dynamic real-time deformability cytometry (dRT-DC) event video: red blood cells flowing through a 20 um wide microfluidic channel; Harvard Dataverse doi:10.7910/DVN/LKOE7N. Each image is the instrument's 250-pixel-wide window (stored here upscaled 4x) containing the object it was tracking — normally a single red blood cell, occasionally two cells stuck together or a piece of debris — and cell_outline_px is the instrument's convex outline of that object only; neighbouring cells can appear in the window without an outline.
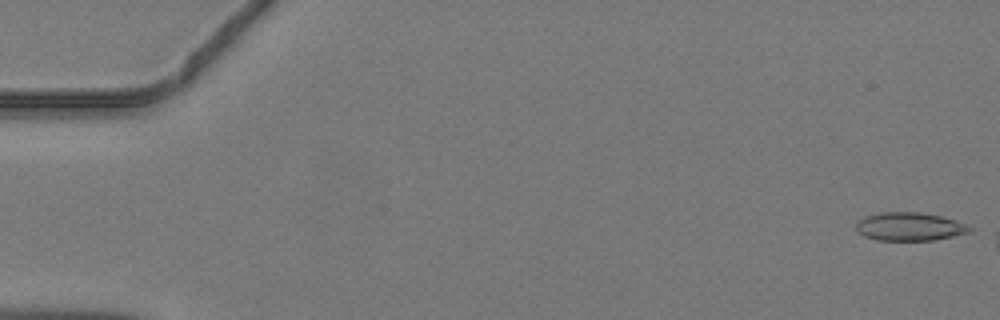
{"species": "common noctule bat (a hibernating species)", "species_latin": "Nyctalus noctula", "temperature_condition": "warm", "stored_images_in_passage": 6, "camera_frame_rate_fps": 3000, "um_per_image_px": 0.085, "animal": {"sex": "male", "body_mass_g": 19.2, "forearm_length_mm": 51.8}, "frame": {"image": 1, "passage_image": 1, "time_ms": 0.0, "image_size_px": [1000, 320], "cell_outline_px": [[972, 232], [932, 240], [876, 240], [864, 236], [856, 232], [856, 224], [864, 216], [880, 212], [920, 212], [944, 216], [956, 220], [972, 228]], "centroid_in_image_um": [77.3, 19.25], "position_along_channel_um": 7.7, "area_um2": 18.84}}